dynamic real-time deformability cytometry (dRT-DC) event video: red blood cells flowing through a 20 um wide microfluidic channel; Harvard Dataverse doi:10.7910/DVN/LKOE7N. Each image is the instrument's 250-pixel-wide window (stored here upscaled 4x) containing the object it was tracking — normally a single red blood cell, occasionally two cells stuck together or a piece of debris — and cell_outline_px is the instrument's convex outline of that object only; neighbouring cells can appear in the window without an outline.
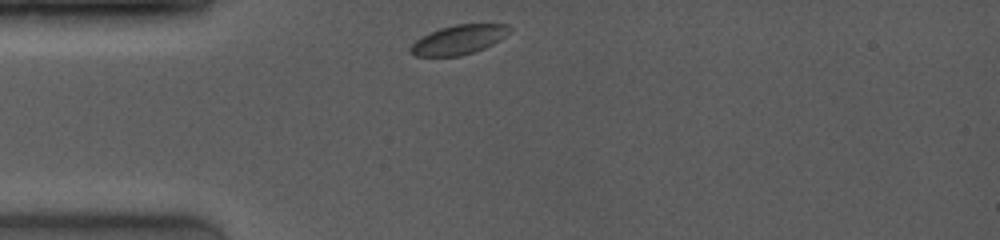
{"species": "common noctule bat (a hibernating species)", "species_latin": "Nyctalus noctula", "temperature_condition": "room temperature", "stored_images_in_passage": 47, "camera_frame_rate_fps": 4000, "um_per_image_px": 0.085, "animal": {"sex": "female", "body_mass_g": 19.0, "forearm_length_mm": 53.3}, "frame": {"image": 1, "passage_image": 1, "time_ms": 0.0, "image_size_px": [1000, 240], "cell_outline_px": [[512, 28], [500, 40], [484, 48], [460, 56], [412, 56], [408, 52], [408, 48], [420, 36], [440, 28], [456, 24], [508, 24]], "centroid_in_image_um": [38.94, 3.38], "position_along_channel_um": 46.1, "area_um2": 16.99}}
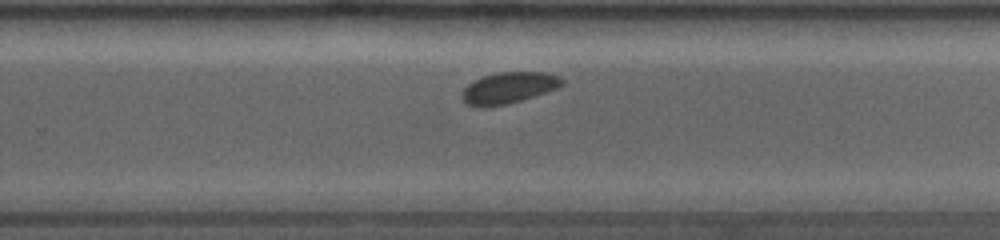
{"frame": {"image": 2, "passage_image": 31, "time_ms": 6.5, "image_size_px": [1000, 240], "cell_outline_px": [[564, 84], [556, 88], [520, 100], [504, 104], [484, 108], [468, 104], [464, 100], [464, 88], [468, 84], [484, 76], [500, 72], [544, 72], [560, 76], [564, 80]], "centroid_in_image_um": [43.27, 7.45], "position_along_channel_um": 286.5, "area_um2": 17.74}}
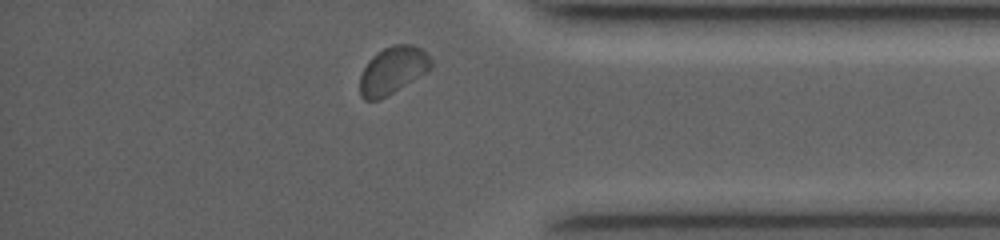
{"frame": {"image": 3, "passage_image": 44, "time_ms": 9.5, "image_size_px": [1000, 240], "cell_outline_px": [[432, 68], [428, 72], [380, 100], [364, 100], [360, 96], [360, 76], [368, 60], [372, 56], [384, 48], [392, 44], [412, 44], [420, 48], [432, 60]], "centroid_in_image_um": [33.38, 5.99], "position_along_channel_um": 401.8, "area_um2": 19.77}}